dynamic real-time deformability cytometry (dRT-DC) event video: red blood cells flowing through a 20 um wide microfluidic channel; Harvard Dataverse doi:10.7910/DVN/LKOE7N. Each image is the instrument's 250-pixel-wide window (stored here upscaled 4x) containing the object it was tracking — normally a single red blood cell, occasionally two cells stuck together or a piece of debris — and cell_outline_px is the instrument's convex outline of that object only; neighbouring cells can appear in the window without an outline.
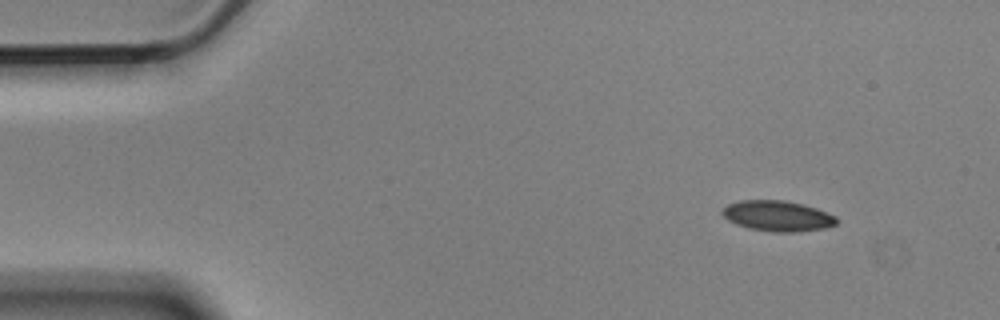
{"species": "Egyptian fruit bat (a non-hibernating species)", "species_latin": "Rousettus aegyptiacus", "temperature_condition": "cold", "stored_images_in_passage": 4, "camera_frame_rate_fps": 3000, "um_per_image_px": 0.085, "animal": {"sex": "male"}, "frame": {"image": 1, "passage_image": 1, "time_ms": 0.0, "image_size_px": [1000, 320], "cell_outline_px": [[836, 224], [824, 228], [792, 232], [776, 232], [748, 228], [736, 224], [728, 220], [720, 212], [728, 204], [740, 200], [784, 200], [816, 208], [836, 216]], "centroid_in_image_um": [66.06, 18.35], "position_along_channel_um": 18.9, "area_um2": 20.11}}
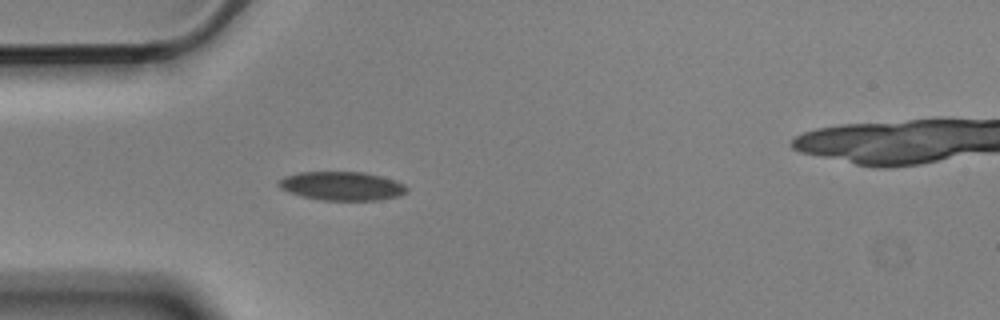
{"frame": {"image": 2, "passage_image": 4, "time_ms": 1.0, "image_size_px": [1000, 320], "cell_outline_px": [[408, 192], [400, 196], [380, 200], [324, 200], [304, 196], [280, 188], [276, 184], [284, 176], [300, 172], [364, 172], [396, 180], [404, 184], [408, 188]], "centroid_in_image_um": [29.12, 15.8], "position_along_channel_um": 55.9, "area_um2": 21.39}}